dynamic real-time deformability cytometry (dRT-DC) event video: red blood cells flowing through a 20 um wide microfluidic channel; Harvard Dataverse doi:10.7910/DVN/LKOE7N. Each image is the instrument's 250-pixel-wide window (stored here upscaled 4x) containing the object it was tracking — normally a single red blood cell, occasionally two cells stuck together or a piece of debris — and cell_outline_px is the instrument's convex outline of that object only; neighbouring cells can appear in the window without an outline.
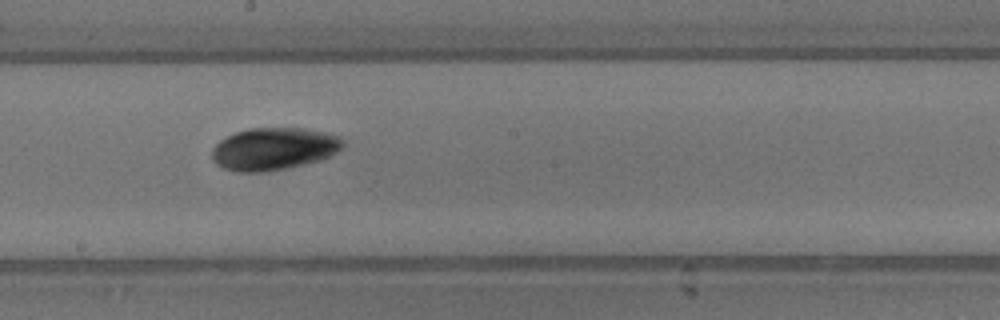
{"species": "common noctule bat (a hibernating species)", "species_latin": "Nyctalus noctula", "temperature_condition": "warm", "stored_images_in_passage": 9, "camera_frame_rate_fps": 3000, "um_per_image_px": 0.085, "animal": {"sex": "male", "body_mass_g": 13.3}, "frame": {"image": 1, "passage_image": 7, "time_ms": 2.0, "image_size_px": [1000, 320], "cell_outline_px": [[344, 148], [320, 160], [268, 172], [236, 172], [224, 168], [216, 164], [212, 160], [212, 148], [220, 140], [236, 132], [248, 128], [304, 128], [324, 132], [340, 136], [344, 140]], "centroid_in_image_um": [23.27, 12.65], "position_along_channel_um": 224.9, "area_um2": 32.48}}
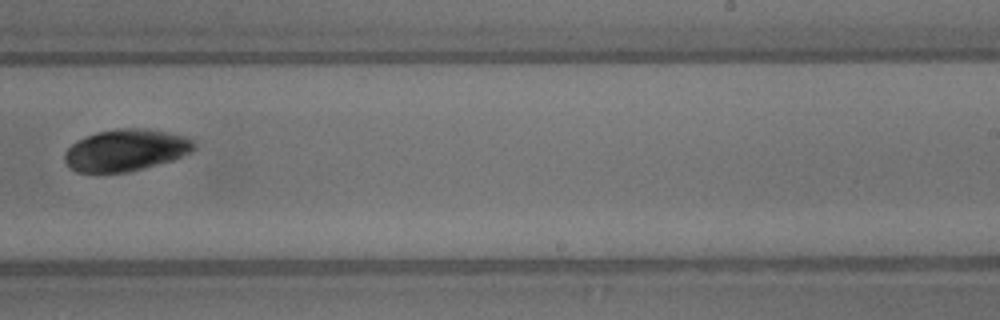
{"frame": {"image": 2, "passage_image": 8, "time_ms": 2.333, "image_size_px": [1000, 320], "cell_outline_px": [[196, 148], [192, 152], [172, 160], [128, 172], [76, 172], [64, 160], [64, 152], [76, 140], [96, 132], [120, 128], [144, 128], [184, 136], [192, 140], [196, 144]], "centroid_in_image_um": [10.69, 12.76], "position_along_channel_um": 278.3, "area_um2": 31.39}}
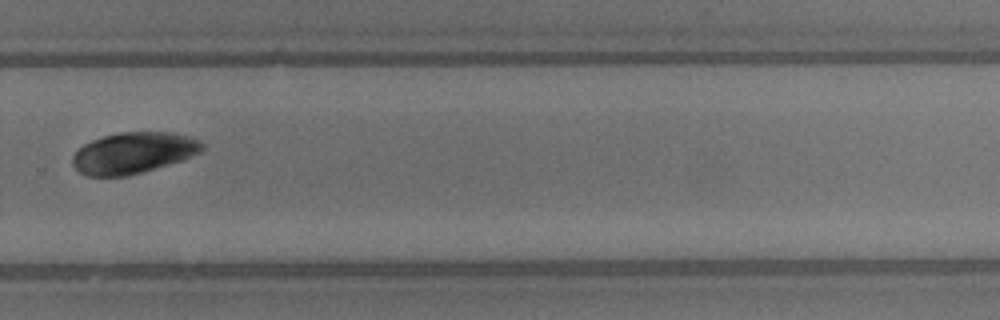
{"frame": {"image": 3, "passage_image": 9, "time_ms": 2.667, "image_size_px": [1000, 320], "cell_outline_px": [[204, 148], [200, 152], [184, 160], [144, 172], [128, 176], [88, 176], [80, 172], [72, 164], [72, 156], [76, 148], [92, 140], [104, 136], [120, 132], [172, 132], [188, 136], [200, 140], [204, 144]], "centroid_in_image_um": [11.34, 13.0], "position_along_channel_um": 318.5, "area_um2": 31.44}}